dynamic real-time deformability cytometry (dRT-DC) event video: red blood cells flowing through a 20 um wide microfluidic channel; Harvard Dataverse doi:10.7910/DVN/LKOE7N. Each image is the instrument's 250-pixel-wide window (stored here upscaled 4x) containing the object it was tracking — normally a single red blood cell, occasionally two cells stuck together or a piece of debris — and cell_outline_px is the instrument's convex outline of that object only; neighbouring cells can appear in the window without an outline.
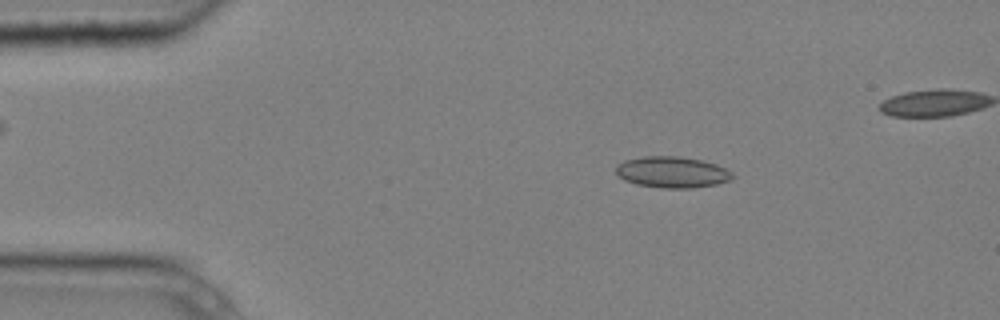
{"species": "common noctule bat (a hibernating species)", "species_latin": "Nyctalus noctula", "temperature_condition": "cold", "stored_images_in_passage": 6, "camera_frame_rate_fps": 3000, "um_per_image_px": 0.085, "animal": {"sex": "male", "body_mass_g": 20.4}, "frame": {"image": 1, "passage_image": 1, "time_ms": 0.0, "image_size_px": [1000, 320], "cell_outline_px": [[736, 176], [732, 180], [716, 184], [692, 188], [660, 188], [636, 184], [624, 180], [616, 172], [616, 164], [624, 160], [644, 156], [676, 156], [700, 160], [716, 164], [732, 172]], "centroid_in_image_um": [57.14, 14.64], "position_along_channel_um": 27.9, "area_um2": 21.27}}
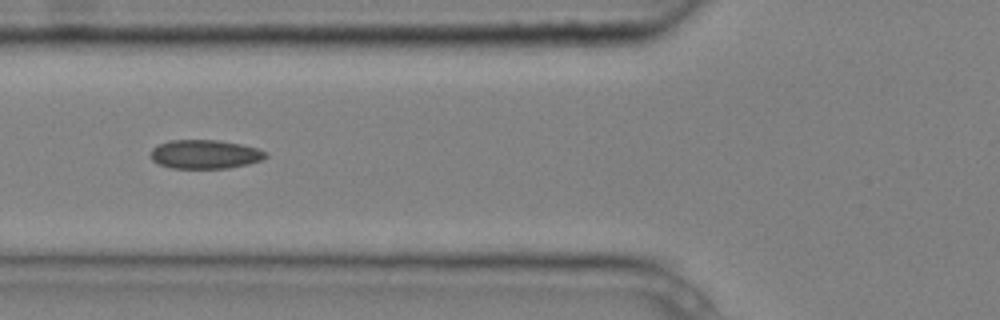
{"frame": {"image": 2, "passage_image": 4, "time_ms": 1.0, "image_size_px": [1000, 320], "cell_outline_px": [[268, 156], [260, 160], [248, 164], [228, 168], [172, 168], [160, 164], [152, 160], [152, 148], [168, 140], [220, 140], [240, 144], [256, 148], [268, 152]], "centroid_in_image_um": [17.45, 13.11], "position_along_channel_um": 108.4, "area_um2": 19.25}}
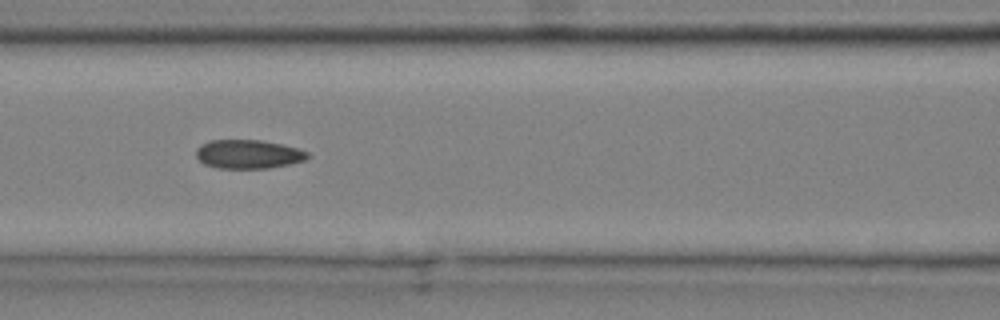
{"frame": {"image": 3, "passage_image": 5, "time_ms": 1.333, "image_size_px": [1000, 320], "cell_outline_px": [[308, 156], [304, 160], [288, 164], [268, 168], [216, 168], [204, 164], [196, 156], [196, 148], [200, 144], [208, 140], [260, 140], [280, 144], [296, 148], [308, 152]], "centroid_in_image_um": [21.04, 13.1], "position_along_channel_um": 145.6, "area_um2": 18.61}}